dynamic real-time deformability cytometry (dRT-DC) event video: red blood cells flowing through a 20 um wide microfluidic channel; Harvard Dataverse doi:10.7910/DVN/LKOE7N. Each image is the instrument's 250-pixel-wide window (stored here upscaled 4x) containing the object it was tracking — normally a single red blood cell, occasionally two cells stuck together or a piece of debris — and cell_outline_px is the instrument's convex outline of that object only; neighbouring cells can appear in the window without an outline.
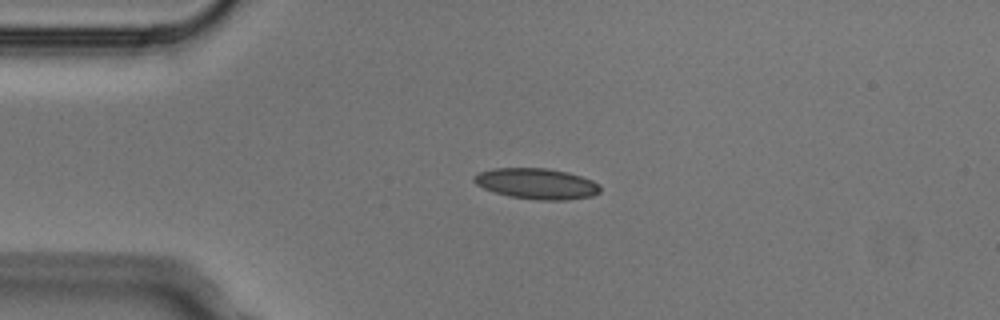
{"species": "Egyptian fruit bat (a non-hibernating species)", "species_latin": "Rousettus aegyptiacus", "temperature_condition": "cold", "stored_images_in_passage": 5, "camera_frame_rate_fps": 3000, "um_per_image_px": 0.085, "animal": {"sex": "male"}, "frame": {"image": 1, "passage_image": 3, "time_ms": 0.667, "image_size_px": [1000, 320], "cell_outline_px": [[600, 192], [592, 196], [564, 200], [536, 200], [512, 196], [496, 192], [484, 188], [476, 184], [472, 180], [472, 176], [480, 172], [492, 168], [548, 168], [568, 172], [592, 180], [600, 184]], "centroid_in_image_um": [45.62, 15.6], "position_along_channel_um": 39.4, "area_um2": 22.6}}
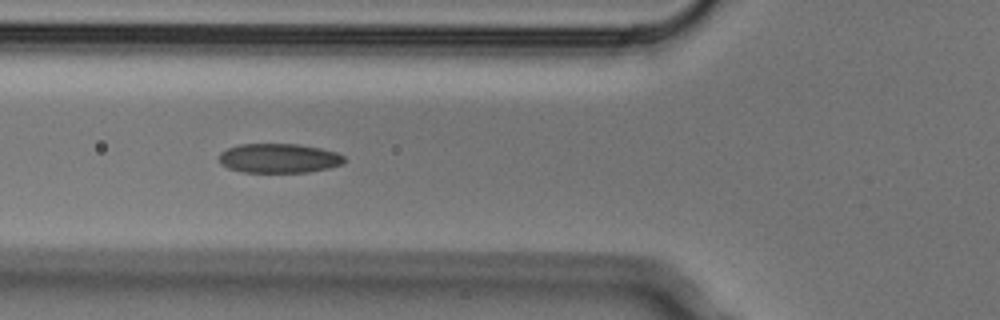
{"frame": {"image": 2, "passage_image": 5, "time_ms": 1.333, "image_size_px": [1000, 320], "cell_outline_px": [[344, 160], [340, 164], [328, 168], [308, 172], [244, 172], [228, 168], [220, 164], [220, 152], [228, 148], [240, 144], [300, 144], [320, 148], [336, 152], [344, 156]], "centroid_in_image_um": [23.69, 13.44], "position_along_channel_um": 102.1, "area_um2": 21.33}}